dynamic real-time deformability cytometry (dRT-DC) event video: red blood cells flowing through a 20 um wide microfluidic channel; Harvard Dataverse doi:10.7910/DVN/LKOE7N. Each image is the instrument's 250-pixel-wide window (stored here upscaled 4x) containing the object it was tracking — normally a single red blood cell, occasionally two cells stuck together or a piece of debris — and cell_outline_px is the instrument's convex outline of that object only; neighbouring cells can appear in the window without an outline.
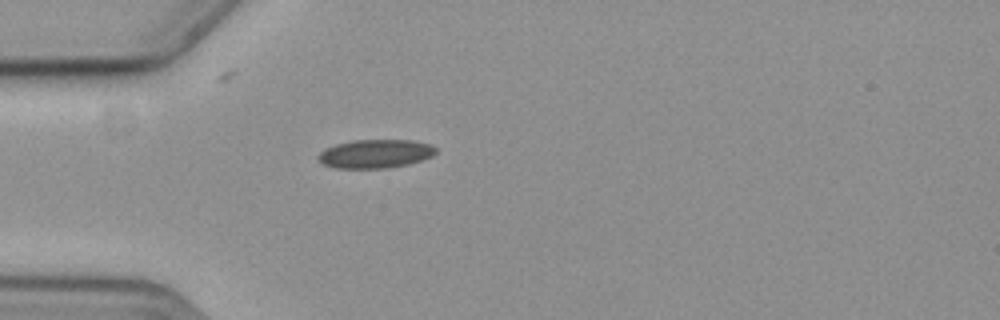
{"species": "common noctule bat (a hibernating species)", "species_latin": "Nyctalus noctula", "temperature_condition": "cold", "stored_images_in_passage": 42, "camera_frame_rate_fps": 3000, "um_per_image_px": 0.085, "animal": {"sex": "female", "body_mass_g": 19.3, "forearm_length_mm": 54.1}, "frame": {"image": 1, "passage_image": 1, "time_ms": 0.0, "image_size_px": [1000, 320], "cell_outline_px": [[436, 152], [432, 156], [408, 164], [388, 168], [336, 168], [320, 164], [316, 160], [316, 156], [324, 148], [336, 144], [352, 140], [412, 140], [428, 144], [436, 148]], "centroid_in_image_um": [31.82, 13.07], "position_along_channel_um": 53.2, "area_um2": 19.77}}
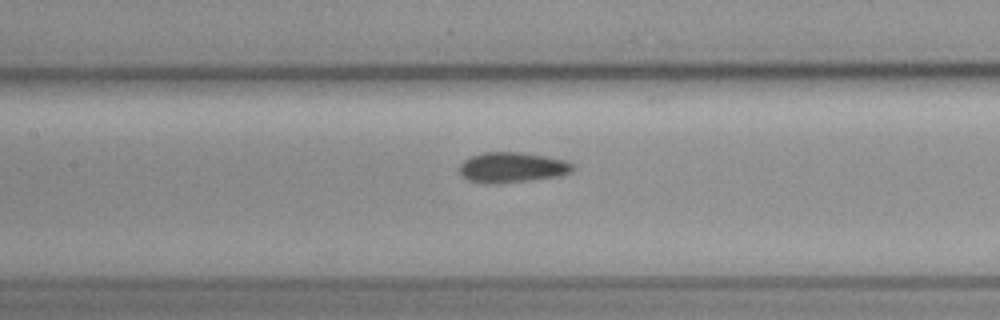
{"frame": {"image": 2, "passage_image": 11, "time_ms": 3.333, "image_size_px": [1000, 320], "cell_outline_px": [[572, 172], [556, 176], [528, 180], [496, 184], [484, 184], [468, 180], [460, 172], [460, 164], [464, 160], [472, 156], [484, 152], [520, 152], [544, 156], [564, 160], [572, 164]], "centroid_in_image_um": [43.48, 14.23], "position_along_channel_um": 163.9, "area_um2": 19.77}}
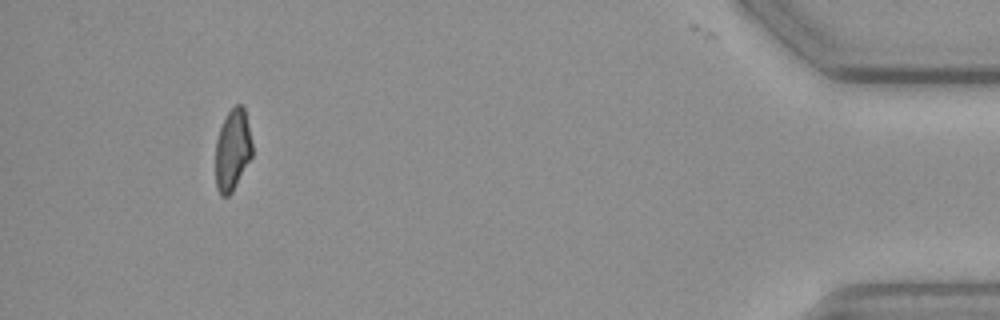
{"frame": {"image": 3, "passage_image": 38, "time_ms": 12.333, "image_size_px": [1000, 320], "cell_outline_px": [[252, 156], [232, 192], [228, 196], [220, 196], [216, 188], [216, 140], [220, 128], [228, 112], [236, 104], [244, 104], [252, 144]], "centroid_in_image_um": [19.77, 12.74], "position_along_channel_um": 415.4, "area_um2": 17.4}, "authors_computed_cell_mechanics": {"area_um2": 19.363, "velocity_mm_per_s": 3.5932, "shape_relaxation_time_tau1_ms": 6.204, "shape_relaxation_time_tau2_ms": 3.6629, "deformation_change_tau1": 0.0768, "deformation_change_tau2": 0.0796}}